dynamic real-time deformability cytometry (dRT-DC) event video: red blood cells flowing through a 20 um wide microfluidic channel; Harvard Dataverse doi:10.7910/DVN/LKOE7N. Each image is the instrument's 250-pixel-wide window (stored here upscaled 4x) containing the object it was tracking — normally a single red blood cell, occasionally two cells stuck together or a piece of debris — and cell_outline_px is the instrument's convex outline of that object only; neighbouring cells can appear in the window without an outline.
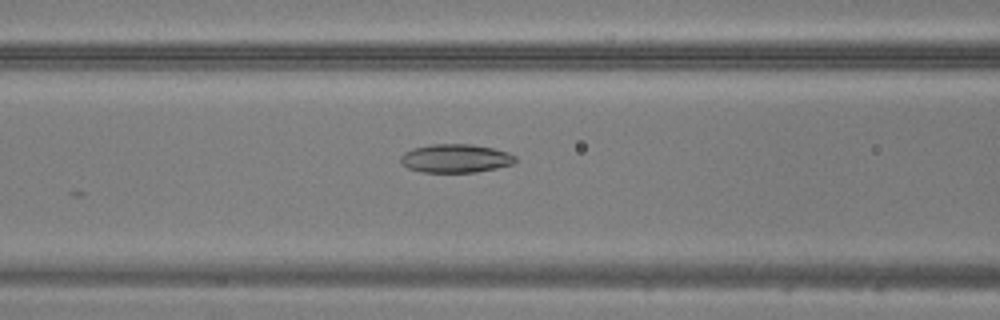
{"species": "common noctule bat (a hibernating species)", "species_latin": "Nyctalus noctula", "temperature_condition": "warm", "stored_images_in_passage": 27, "camera_frame_rate_fps": 3000, "um_per_image_px": 0.085, "animal": {"sex": "male", "body_mass_g": 20.5, "forearm_length_mm": 52.5}, "frame": {"image": 1, "passage_image": 20, "time_ms": 6.333, "image_size_px": [1000, 320], "cell_outline_px": [[516, 160], [512, 164], [496, 168], [476, 172], [420, 172], [408, 168], [400, 160], [400, 156], [404, 152], [412, 148], [432, 144], [472, 144], [492, 148], [508, 152], [516, 156]], "centroid_in_image_um": [38.71, 13.46], "position_along_channel_um": 127.9, "area_um2": 19.07}}
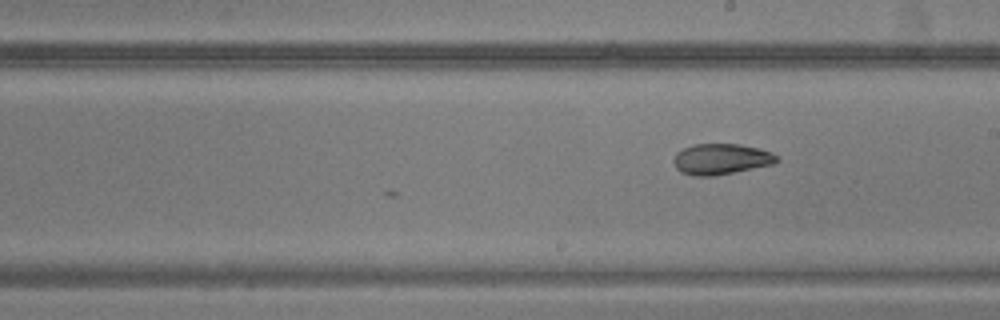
{"frame": {"image": 2, "passage_image": 27, "time_ms": 8.667, "image_size_px": [1000, 320], "cell_outline_px": [[780, 160], [772, 164], [716, 176], [696, 176], [680, 172], [676, 168], [672, 160], [676, 152], [692, 144], [740, 144], [760, 148], [772, 152]], "centroid_in_image_um": [61.27, 13.52], "position_along_channel_um": 227.7, "area_um2": 18.67}}